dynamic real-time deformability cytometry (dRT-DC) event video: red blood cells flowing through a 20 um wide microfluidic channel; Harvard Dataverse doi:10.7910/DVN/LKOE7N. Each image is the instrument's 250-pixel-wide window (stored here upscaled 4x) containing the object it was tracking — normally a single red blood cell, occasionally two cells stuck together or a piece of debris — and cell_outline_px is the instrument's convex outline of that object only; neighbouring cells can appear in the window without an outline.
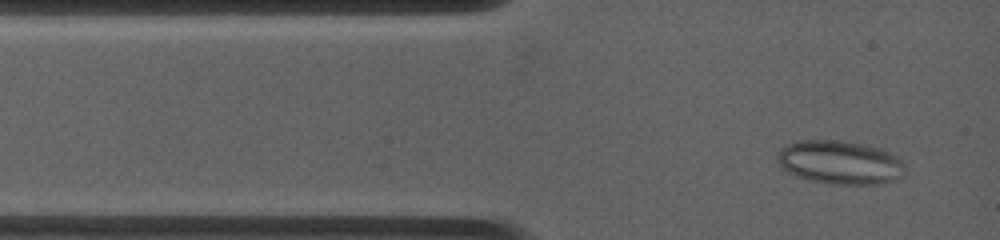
{"species": "common noctule bat (a hibernating species)", "species_latin": "Nyctalus noctula", "temperature_condition": "warm", "stored_images_in_passage": 5, "camera_frame_rate_fps": 4500, "um_per_image_px": 0.085, "animal": {"sex": "female", "body_mass_g": 19.0, "forearm_length_mm": 53.3}, "frame": {"image": 1, "passage_image": 1, "time_ms": 0.0, "image_size_px": [1000, 240], "cell_outline_px": [[904, 172], [896, 180], [876, 184], [832, 184], [808, 180], [788, 172], [776, 160], [776, 156], [780, 148], [788, 144], [800, 140], [836, 140], [864, 144], [880, 148], [896, 156], [904, 164]], "centroid_in_image_um": [71.38, 13.8], "position_along_channel_um": 13.6, "area_um2": 32.37}}
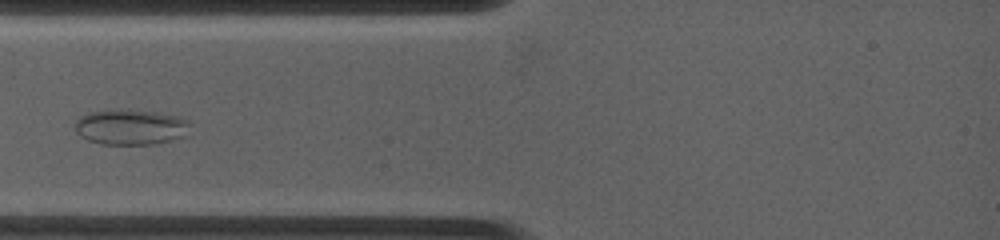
{"frame": {"image": 2, "passage_image": 4, "time_ms": 2.222, "image_size_px": [1000, 240], "cell_outline_px": [[188, 124], [184, 136], [156, 144], [100, 144], [88, 140], [80, 136], [76, 132], [76, 120], [80, 116], [88, 112], [104, 108], [120, 108], [156, 112], [180, 116], [188, 120]], "centroid_in_image_um": [11.04, 10.77], "position_along_channel_um": 74.0, "area_um2": 24.1}}